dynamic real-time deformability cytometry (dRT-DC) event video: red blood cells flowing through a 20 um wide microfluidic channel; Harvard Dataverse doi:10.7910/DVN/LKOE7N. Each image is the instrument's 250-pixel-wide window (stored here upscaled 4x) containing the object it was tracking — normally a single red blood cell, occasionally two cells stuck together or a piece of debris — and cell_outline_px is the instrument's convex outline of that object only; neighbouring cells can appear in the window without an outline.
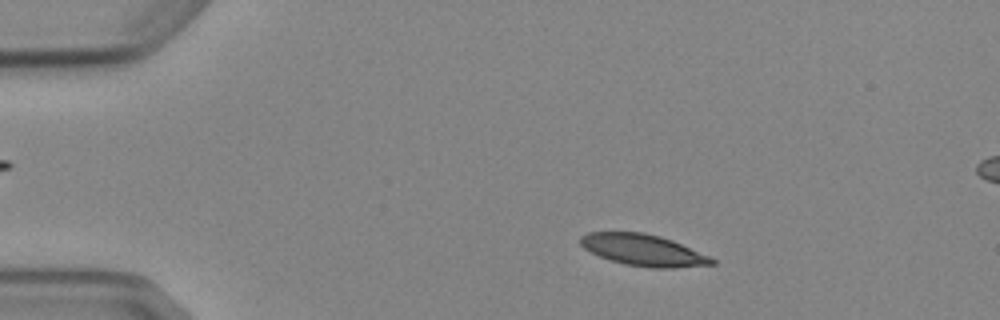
{"species": "Egyptian fruit bat (a non-hibernating species)", "species_latin": "Rousettus aegyptiacus", "temperature_condition": "cold", "stored_images_in_passage": 4, "segment_of_instrument_passage": [1, 2], "camera_frame_rate_fps": 3000, "um_per_image_px": 0.085, "animal": {"sex": "female"}, "frame": {"image": 1, "passage_image": 2, "time_ms": 1.0, "image_size_px": [1000, 320], "cell_outline_px": [[716, 264], [676, 268], [652, 268], [624, 264], [600, 256], [584, 248], [580, 244], [580, 236], [588, 232], [644, 232], [660, 236], [672, 240], [708, 256], [716, 260]], "centroid_in_image_um": [54.68, 21.26], "position_along_channel_um": 30.3, "area_um2": 23.99}}